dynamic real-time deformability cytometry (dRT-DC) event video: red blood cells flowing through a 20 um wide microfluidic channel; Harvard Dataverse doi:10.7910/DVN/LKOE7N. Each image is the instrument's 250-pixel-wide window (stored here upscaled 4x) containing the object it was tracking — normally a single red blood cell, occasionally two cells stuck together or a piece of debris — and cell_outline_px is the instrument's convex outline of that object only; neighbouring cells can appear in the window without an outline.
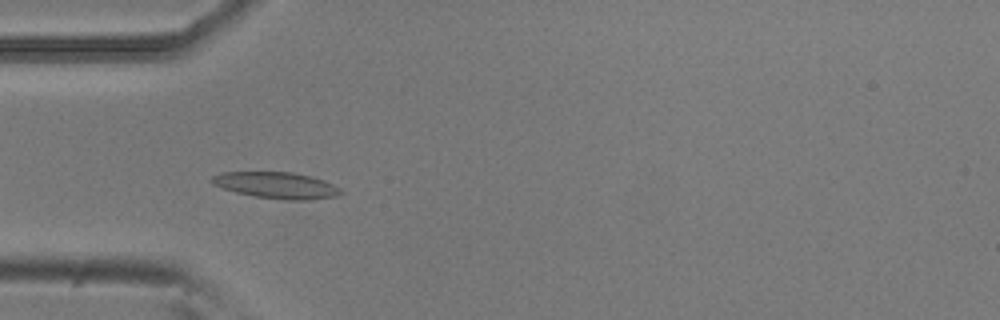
{"species": "common noctule bat (a hibernating species)", "species_latin": "Nyctalus noctula", "temperature_condition": "room temperature", "stored_images_in_passage": 53, "camera_frame_rate_fps": 3000, "um_per_image_px": 0.085, "animal": {"sex": "male", "body_mass_g": 20.5, "forearm_length_mm": 52.5}, "frame": {"image": 1, "passage_image": 16, "time_ms": 5.0, "image_size_px": [1000, 320], "cell_outline_px": [[344, 192], [336, 196], [308, 200], [288, 200], [256, 196], [236, 192], [212, 184], [208, 180], [212, 176], [224, 172], [292, 172], [324, 180], [340, 188]], "centroid_in_image_um": [23.49, 15.74], "position_along_channel_um": 61.5, "area_um2": 19.65}}
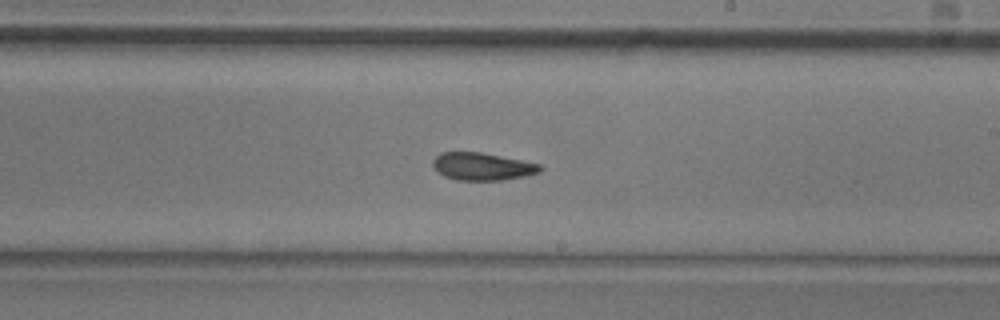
{"frame": {"image": 2, "passage_image": 31, "time_ms": 10.0, "image_size_px": [1000, 320], "cell_outline_px": [[544, 168], [540, 172], [524, 176], [500, 180], [456, 180], [444, 176], [436, 172], [432, 164], [432, 160], [440, 152], [480, 152], [540, 164]], "centroid_in_image_um": [40.95, 14.15], "position_along_channel_um": 248.0, "area_um2": 17.22}}
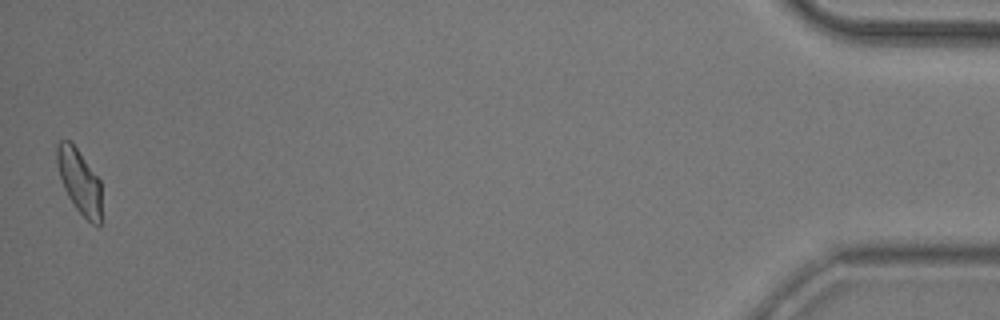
{"frame": {"image": 3, "passage_image": 53, "time_ms": 17.333, "image_size_px": [1000, 320], "cell_outline_px": [[100, 224], [92, 224], [76, 208], [68, 196], [64, 188], [60, 176], [56, 160], [56, 144], [60, 140], [72, 140], [100, 180]], "centroid_in_image_um": [6.72, 15.34], "position_along_channel_um": 428.5, "area_um2": 16.65}, "authors_computed_cell_mechanics": {"area_um2": 17.5712, "velocity_mm_per_s": 3.7504, "shape_relaxation_time_tau1_ms": 8.865, "shape_relaxation_time_tau2_ms": 4.1114, "deformation_change_tau1": 0.194, "deformation_change_tau2": 0.1028}}